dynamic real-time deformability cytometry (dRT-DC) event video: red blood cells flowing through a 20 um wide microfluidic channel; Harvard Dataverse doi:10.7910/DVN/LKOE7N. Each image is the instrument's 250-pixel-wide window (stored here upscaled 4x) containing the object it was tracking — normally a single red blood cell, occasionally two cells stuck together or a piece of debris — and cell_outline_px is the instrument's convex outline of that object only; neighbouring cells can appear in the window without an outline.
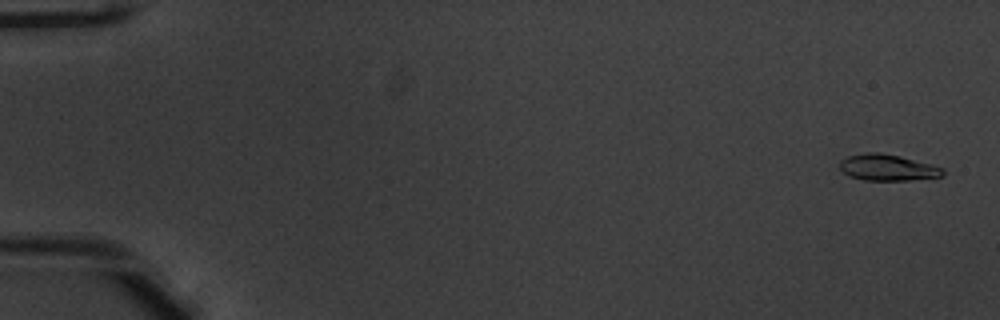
{"species": "common noctule bat (a hibernating species)", "species_latin": "Nyctalus noctula", "temperature_condition": "warm", "stored_images_in_passage": 52, "camera_frame_rate_fps": 3000, "um_per_image_px": 0.085, "animal": {"sex": "male", "body_mass_g": 20.1, "forearm_length_mm": 53.5}, "frame": {"image": 1, "passage_image": 2, "time_ms": 0.333, "image_size_px": [1000, 320], "cell_outline_px": [[944, 176], [908, 180], [864, 180], [848, 176], [840, 168], [840, 160], [848, 156], [868, 152], [880, 152], [900, 156], [944, 168]], "centroid_in_image_um": [75.43, 14.24], "position_along_channel_um": 9.6, "area_um2": 15.72}}
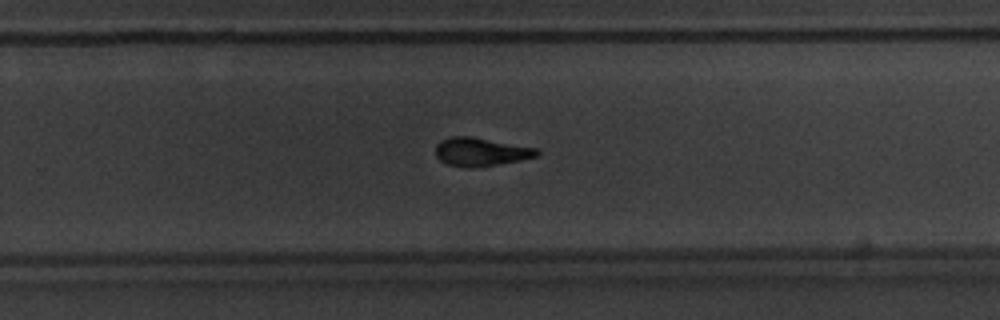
{"frame": {"image": 2, "passage_image": 35, "time_ms": 11.333, "image_size_px": [1000, 320], "cell_outline_px": [[540, 152], [536, 156], [520, 160], [496, 164], [468, 168], [448, 164], [440, 160], [436, 156], [436, 144], [440, 140], [448, 136], [468, 136], [536, 148]], "centroid_in_image_um": [40.81, 12.9], "position_along_channel_um": 289.0, "area_um2": 16.47}}
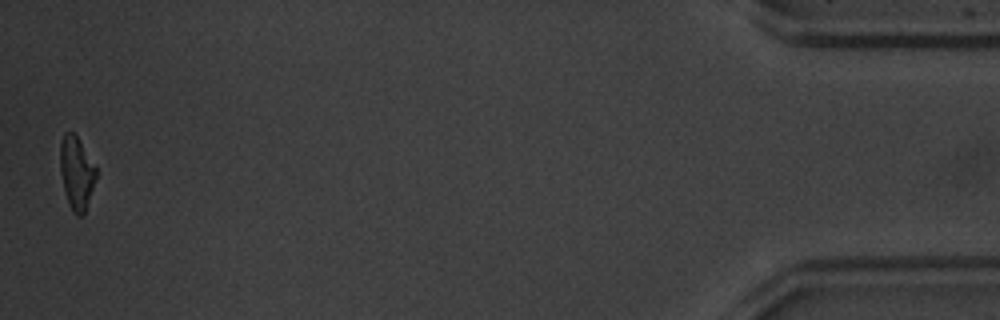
{"frame": {"image": 3, "passage_image": 52, "time_ms": 17.0, "image_size_px": [1000, 320], "cell_outline_px": [[96, 176], [84, 216], [76, 216], [72, 212], [68, 204], [60, 172], [60, 144], [64, 132], [72, 132], [76, 136], [96, 168]], "centroid_in_image_um": [6.48, 14.74], "position_along_channel_um": 428.7, "area_um2": 15.09}, "authors_computed_cell_mechanics": {"area_um2": 16.5019, "velocity_mm_per_s": 3.9491, "shape_relaxation_time_tau1_ms": 3.6014, "shape_relaxation_time_tau2_ms": 3.208, "deformation_change_tau1": 0.192, "deformation_change_tau2": 0.1273}}